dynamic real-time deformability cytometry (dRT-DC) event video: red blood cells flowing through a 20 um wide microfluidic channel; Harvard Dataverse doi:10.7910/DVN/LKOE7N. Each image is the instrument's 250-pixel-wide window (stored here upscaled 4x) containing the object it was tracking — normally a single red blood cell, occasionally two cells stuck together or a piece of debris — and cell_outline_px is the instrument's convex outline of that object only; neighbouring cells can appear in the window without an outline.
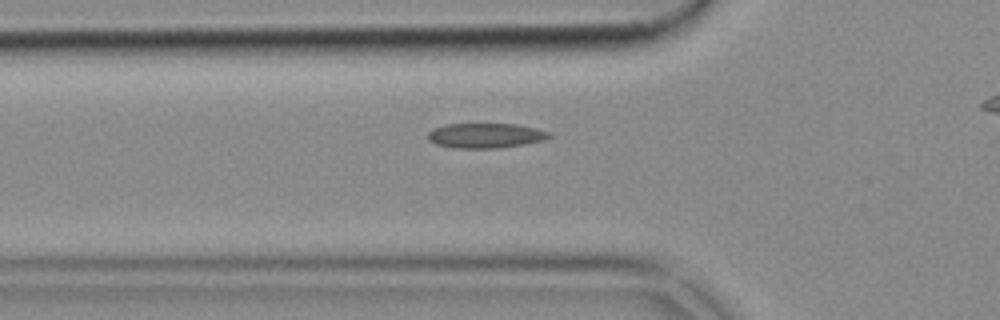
{"species": "common noctule bat (a hibernating species)", "species_latin": "Nyctalus noctula", "temperature_condition": "cold", "stored_images_in_passage": 46, "camera_frame_rate_fps": 3000, "um_per_image_px": 0.085, "animal": {"sex": "female", "body_mass_g": 18.4}, "frame": {"image": 1, "passage_image": 18, "time_ms": 5.667, "image_size_px": [1000, 320], "cell_outline_px": [[552, 136], [544, 140], [524, 144], [500, 148], [452, 148], [436, 144], [428, 140], [428, 132], [432, 128], [444, 124], [516, 124], [536, 128], [552, 132]], "centroid_in_image_um": [41.27, 11.52], "position_along_channel_um": 84.5, "area_um2": 17.8}}
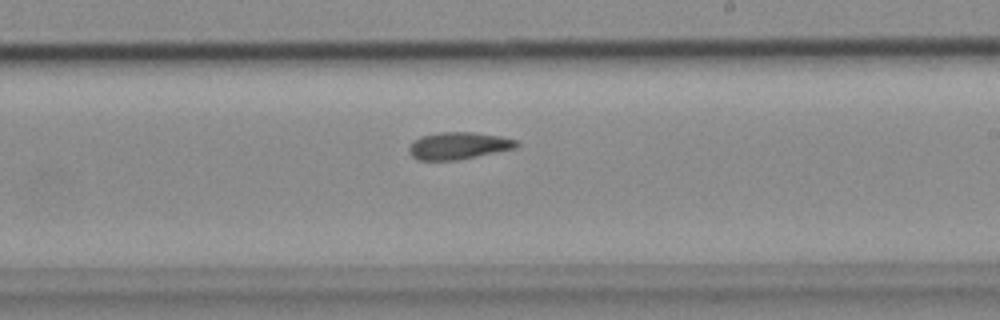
{"frame": {"image": 2, "passage_image": 31, "time_ms": 10.0, "image_size_px": [1000, 320], "cell_outline_px": [[520, 144], [516, 148], [456, 160], [420, 160], [412, 156], [408, 152], [408, 148], [420, 136], [440, 132], [472, 132], [500, 136], [516, 140]], "centroid_in_image_um": [38.97, 12.38], "position_along_channel_um": 250.0, "area_um2": 16.82}}
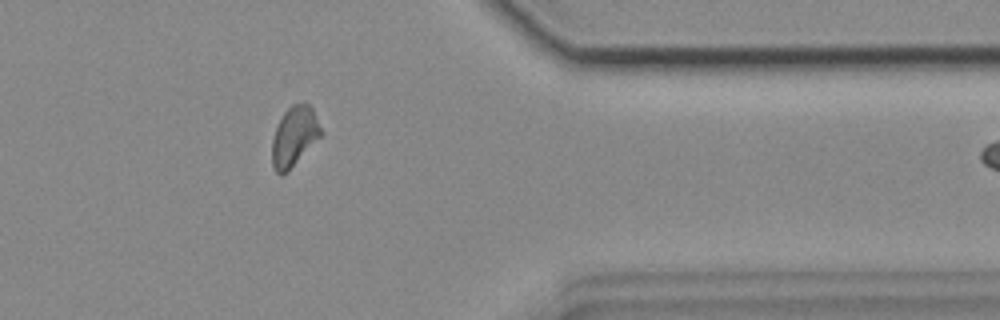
{"frame": {"image": 3, "passage_image": 43, "time_ms": 14.0, "image_size_px": [1000, 320], "cell_outline_px": [[324, 132], [288, 172], [276, 172], [272, 168], [272, 140], [276, 128], [284, 112], [292, 104], [304, 100], [312, 108]], "centroid_in_image_um": [25.03, 11.56], "position_along_channel_um": 386.4, "area_um2": 17.05}}